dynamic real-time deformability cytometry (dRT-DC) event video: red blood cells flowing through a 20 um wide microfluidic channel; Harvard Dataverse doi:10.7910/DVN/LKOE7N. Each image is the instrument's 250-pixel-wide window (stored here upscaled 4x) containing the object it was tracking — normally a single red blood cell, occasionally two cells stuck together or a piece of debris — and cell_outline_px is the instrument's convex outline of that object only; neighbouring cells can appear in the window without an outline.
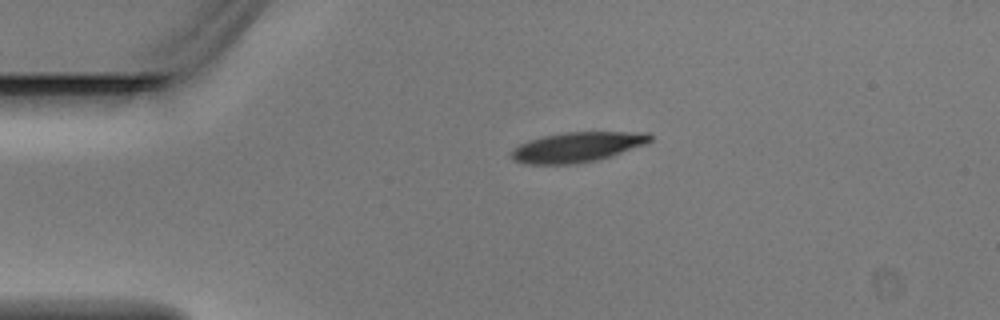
{"species": "Egyptian fruit bat (a non-hibernating species)", "species_latin": "Rousettus aegyptiacus", "temperature_condition": "warm", "stored_images_in_passage": 2, "camera_frame_rate_fps": 3000, "um_per_image_px": 0.085, "animal": {"sex": "male"}, "frame": {"image": 1, "passage_image": 1, "time_ms": 0.0, "image_size_px": [1000, 320], "cell_outline_px": [[652, 140], [648, 144], [612, 156], [596, 160], [568, 164], [528, 164], [516, 160], [512, 156], [512, 152], [520, 144], [528, 140], [544, 136], [564, 132], [648, 132], [652, 136]], "centroid_in_image_um": [49.15, 12.49], "position_along_channel_um": 35.8, "area_um2": 24.1}}